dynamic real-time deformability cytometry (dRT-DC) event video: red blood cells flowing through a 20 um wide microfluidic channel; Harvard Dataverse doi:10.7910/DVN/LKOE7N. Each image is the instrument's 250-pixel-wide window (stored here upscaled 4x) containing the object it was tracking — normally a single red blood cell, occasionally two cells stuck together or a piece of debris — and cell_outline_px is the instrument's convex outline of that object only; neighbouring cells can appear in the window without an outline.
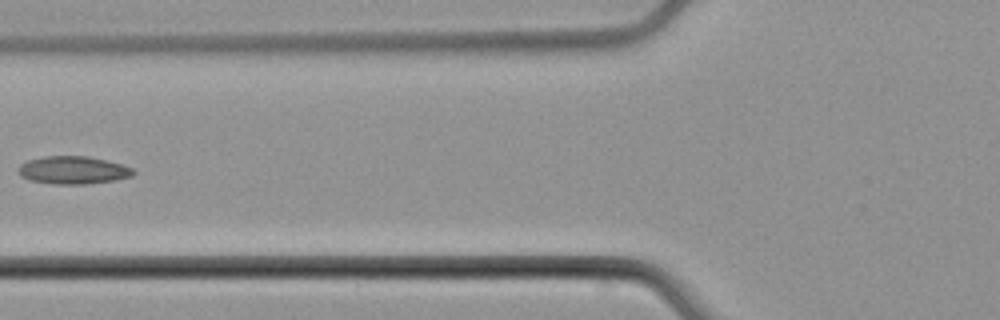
{"species": "common noctule bat (a hibernating species)", "species_latin": "Nyctalus noctula", "temperature_condition": "cold", "stored_images_in_passage": 4, "camera_frame_rate_fps": 3000, "um_per_image_px": 0.085, "animal": {"sex": "male", "body_mass_g": 21.5, "forearm_length_mm": 52.0}, "frame": {"image": 1, "passage_image": 3, "time_ms": 6.333, "image_size_px": [1000, 320], "cell_outline_px": [[136, 172], [132, 176], [116, 180], [84, 184], [52, 184], [32, 180], [20, 176], [16, 172], [16, 168], [20, 164], [28, 160], [44, 156], [88, 156], [120, 164], [132, 168]], "centroid_in_image_um": [6.17, 14.46], "position_along_channel_um": 119.6, "area_um2": 18.67}}
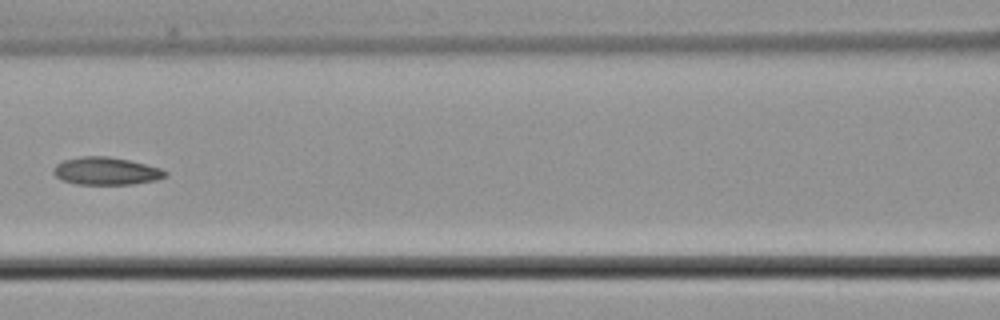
{"frame": {"image": 2, "passage_image": 4, "time_ms": 7.333, "image_size_px": [1000, 320], "cell_outline_px": [[168, 176], [156, 180], [132, 184], [76, 184], [60, 180], [52, 172], [52, 168], [56, 164], [64, 160], [80, 156], [108, 156], [128, 160], [160, 168], [168, 172]], "centroid_in_image_um": [8.99, 14.54], "position_along_channel_um": 157.6, "area_um2": 18.09}}